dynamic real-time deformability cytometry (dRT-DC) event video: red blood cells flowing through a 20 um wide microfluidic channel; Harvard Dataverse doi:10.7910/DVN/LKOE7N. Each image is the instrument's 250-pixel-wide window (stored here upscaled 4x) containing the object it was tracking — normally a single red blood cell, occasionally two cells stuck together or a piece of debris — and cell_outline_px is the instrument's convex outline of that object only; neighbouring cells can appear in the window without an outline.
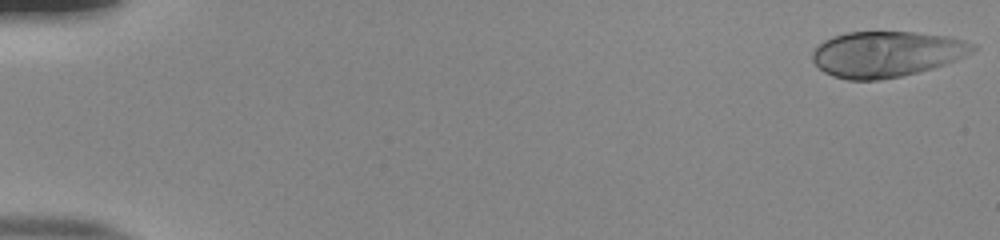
{"species": "human", "species_latin": "Homo sapiens", "temperature_condition": "room temperature", "stored_images_in_passage": 53, "camera_frame_rate_fps": 3000, "um_per_image_px": 0.085, "donor": {"sex": "male"}, "frame": {"image": 1, "passage_image": 1, "time_ms": 0.0, "image_size_px": [1000, 240], "cell_outline_px": [[976, 48], [972, 52], [956, 60], [932, 68], [900, 76], [876, 80], [848, 80], [824, 72], [812, 60], [812, 52], [824, 40], [832, 36], [848, 32], [916, 32], [948, 36], [964, 40], [976, 44]], "centroid_in_image_um": [75.36, 4.58], "position_along_channel_um": 9.6, "area_um2": 42.54}}
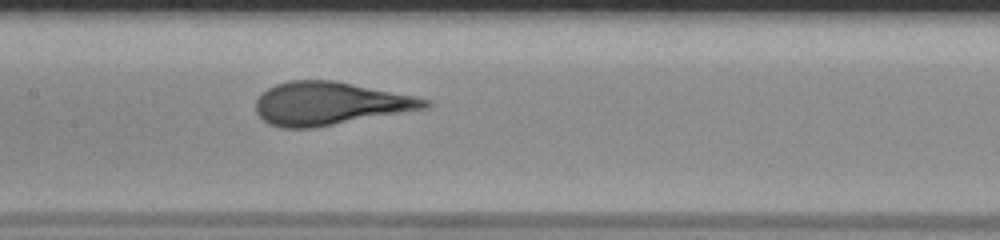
{"frame": {"image": 2, "passage_image": 27, "time_ms": 8.667, "image_size_px": [1000, 240], "cell_outline_px": [[432, 104], [428, 108], [312, 128], [280, 128], [268, 124], [256, 112], [256, 100], [268, 88], [276, 84], [292, 80], [332, 80], [432, 100]], "centroid_in_image_um": [28.01, 8.81], "position_along_channel_um": 179.4, "area_um2": 41.96}}
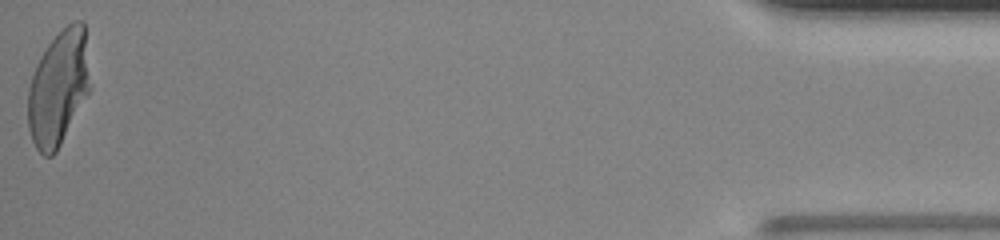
{"frame": {"image": 3, "passage_image": 53, "time_ms": 17.333, "image_size_px": [1000, 240], "cell_outline_px": [[92, 88], [56, 152], [52, 156], [44, 156], [36, 148], [32, 140], [28, 128], [28, 88], [36, 64], [40, 56], [48, 44], [72, 20], [84, 20]], "centroid_in_image_um": [5.0, 7.46], "position_along_channel_um": 430.2, "area_um2": 42.08}}